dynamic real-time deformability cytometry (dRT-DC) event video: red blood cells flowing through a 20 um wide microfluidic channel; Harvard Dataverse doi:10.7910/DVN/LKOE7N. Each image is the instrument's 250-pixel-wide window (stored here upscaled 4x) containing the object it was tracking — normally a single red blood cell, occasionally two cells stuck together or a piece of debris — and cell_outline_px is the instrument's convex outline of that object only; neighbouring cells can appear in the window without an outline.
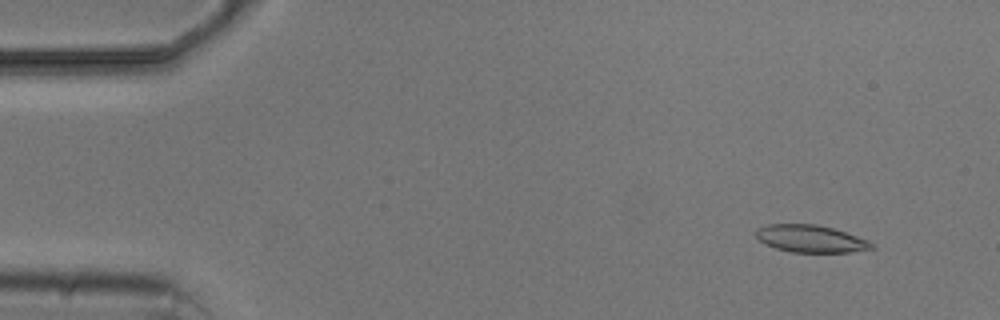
{"species": "common noctule bat (a hibernating species)", "species_latin": "Nyctalus noctula", "temperature_condition": "cold", "stored_images_in_passage": 4, "camera_frame_rate_fps": 3000, "um_per_image_px": 0.085, "animal": {"sex": "male", "body_mass_g": 20.5, "forearm_length_mm": 52.5}, "frame": {"image": 1, "passage_image": 2, "time_ms": 1.333, "image_size_px": [1000, 320], "cell_outline_px": [[876, 248], [848, 252], [792, 252], [776, 248], [764, 244], [756, 236], [756, 228], [768, 224], [816, 224], [832, 228], [868, 240]], "centroid_in_image_um": [68.87, 20.29], "position_along_channel_um": 16.1, "area_um2": 18.26}}